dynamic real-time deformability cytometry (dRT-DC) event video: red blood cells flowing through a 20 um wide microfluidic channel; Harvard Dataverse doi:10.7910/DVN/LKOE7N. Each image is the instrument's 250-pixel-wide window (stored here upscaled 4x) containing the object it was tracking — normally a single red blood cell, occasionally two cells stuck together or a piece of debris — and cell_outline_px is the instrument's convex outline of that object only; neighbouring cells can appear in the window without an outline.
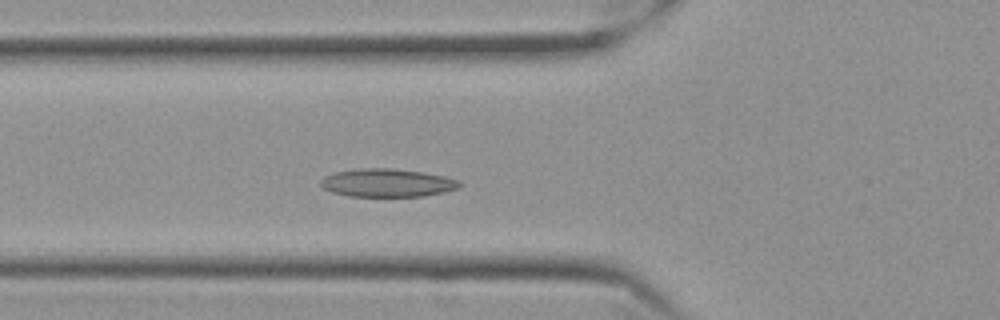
{"species": "Egyptian fruit bat (a non-hibernating species)", "species_latin": "Rousettus aegyptiacus", "temperature_condition": "cold", "stored_images_in_passage": 50, "camera_frame_rate_fps": 3000, "um_per_image_px": 0.085, "frame": {"image": 1, "passage_image": 13, "time_ms": 4.0, "image_size_px": [1000, 320], "cell_outline_px": [[464, 184], [460, 188], [444, 192], [424, 196], [348, 196], [332, 192], [324, 188], [320, 184], [320, 180], [324, 176], [336, 172], [360, 168], [392, 168], [420, 172], [444, 176], [460, 180]], "centroid_in_image_um": [32.95, 15.54], "position_along_channel_um": 92.9, "area_um2": 22.83}}
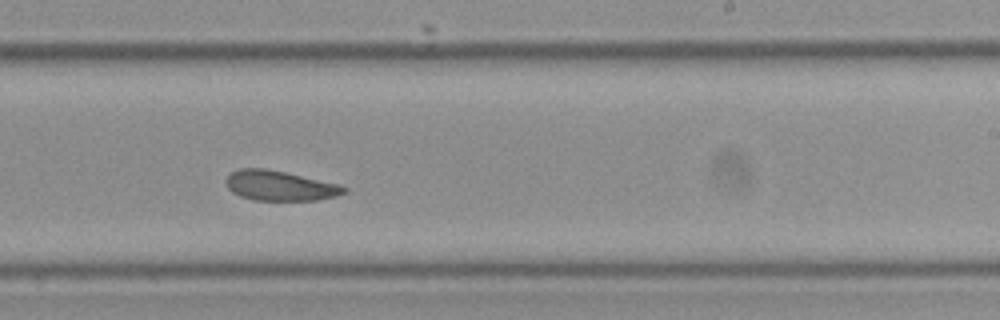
{"frame": {"image": 2, "passage_image": 28, "time_ms": 9.0, "image_size_px": [1000, 320], "cell_outline_px": [[348, 188], [344, 192], [336, 196], [316, 200], [252, 200], [240, 196], [232, 192], [228, 188], [224, 180], [232, 172], [240, 168], [264, 168], [284, 172], [340, 184]], "centroid_in_image_um": [23.76, 15.78], "position_along_channel_um": 265.2, "area_um2": 20.52}}
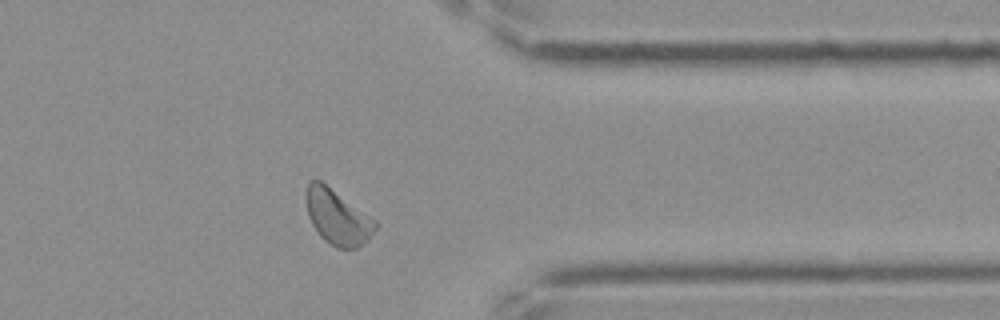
{"frame": {"image": 3, "passage_image": 39, "time_ms": 12.667, "image_size_px": [1000, 320], "cell_outline_px": [[376, 228], [368, 240], [356, 248], [336, 248], [328, 244], [320, 236], [312, 224], [308, 216], [308, 184], [312, 180], [320, 180], [376, 220]], "centroid_in_image_um": [28.71, 18.49], "position_along_channel_um": 382.7, "area_um2": 21.68}, "authors_computed_cell_mechanics": {"area_um2": 21.675, "velocity_mm_per_s": 3.4382, "shape_relaxation_time_tau1_ms": 5.4869, "shape_relaxation_time_tau2_ms": 4.2182, "deformation_change_tau1": 0.1123, "deformation_change_tau2": 0.0789}}